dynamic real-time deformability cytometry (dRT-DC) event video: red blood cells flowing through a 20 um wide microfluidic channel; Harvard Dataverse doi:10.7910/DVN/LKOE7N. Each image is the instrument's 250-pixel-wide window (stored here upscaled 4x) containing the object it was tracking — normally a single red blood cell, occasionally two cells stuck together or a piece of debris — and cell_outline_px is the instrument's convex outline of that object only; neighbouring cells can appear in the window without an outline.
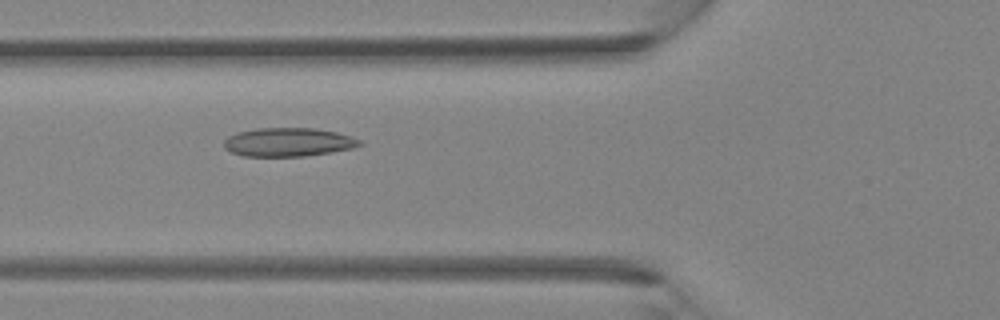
{"species": "Egyptian fruit bat (a non-hibernating species)", "species_latin": "Rousettus aegyptiacus", "temperature_condition": "room temperature", "stored_images_in_passage": 26, "camera_frame_rate_fps": 3000, "um_per_image_px": 0.085, "animal": {"sex": "female"}, "frame": {"image": 1, "passage_image": 3, "time_ms": 0.667, "image_size_px": [1000, 320], "cell_outline_px": [[364, 144], [352, 148], [332, 152], [304, 156], [244, 156], [232, 152], [224, 148], [224, 140], [228, 136], [236, 132], [256, 128], [316, 128], [336, 132], [352, 136], [360, 140]], "centroid_in_image_um": [24.51, 12.07], "position_along_channel_um": 101.3, "area_um2": 22.77}}
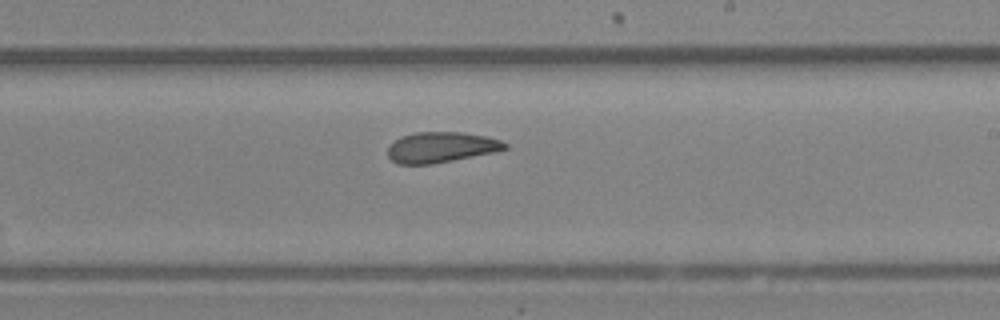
{"frame": {"image": 2, "passage_image": 12, "time_ms": 3.667, "image_size_px": [1000, 320], "cell_outline_px": [[508, 148], [492, 152], [432, 164], [400, 164], [392, 160], [388, 156], [388, 144], [400, 136], [416, 132], [460, 132], [484, 136], [500, 140], [508, 144]], "centroid_in_image_um": [37.44, 12.51], "position_along_channel_um": 251.6, "area_um2": 20.69}}
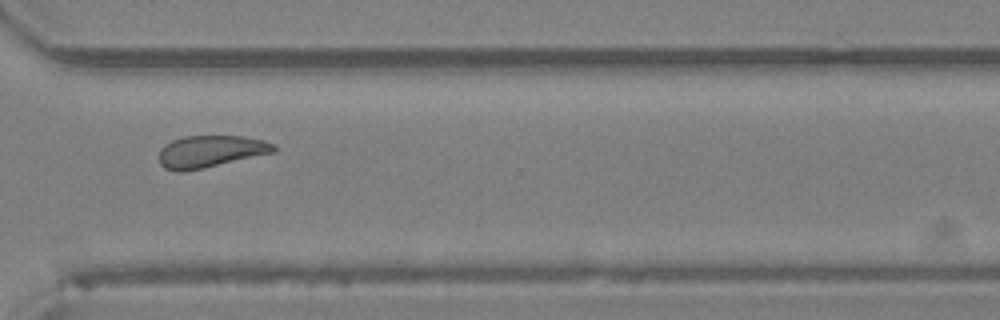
{"frame": {"image": 3, "passage_image": 18, "time_ms": 5.667, "image_size_px": [1000, 320], "cell_outline_px": [[276, 152], [204, 168], [184, 172], [176, 172], [164, 168], [160, 164], [160, 148], [164, 144], [172, 140], [184, 136], [240, 136], [264, 140], [272, 144], [276, 148]], "centroid_in_image_um": [17.86, 12.88], "position_along_channel_um": 352.7, "area_um2": 21.5}}